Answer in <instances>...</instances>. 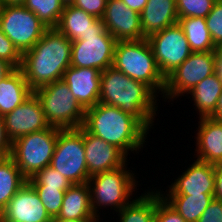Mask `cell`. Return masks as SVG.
<instances>
[{
  "label": "cell",
  "mask_w": 222,
  "mask_h": 222,
  "mask_svg": "<svg viewBox=\"0 0 222 222\" xmlns=\"http://www.w3.org/2000/svg\"><path fill=\"white\" fill-rule=\"evenodd\" d=\"M157 95L144 83L113 66L101 72L99 103L120 108L135 117L148 131L157 116Z\"/></svg>",
  "instance_id": "6da1fadb"
},
{
  "label": "cell",
  "mask_w": 222,
  "mask_h": 222,
  "mask_svg": "<svg viewBox=\"0 0 222 222\" xmlns=\"http://www.w3.org/2000/svg\"><path fill=\"white\" fill-rule=\"evenodd\" d=\"M71 45L72 41L57 28H48L41 39L22 54L20 69L33 91L63 79L71 66Z\"/></svg>",
  "instance_id": "7a4b0ae2"
},
{
  "label": "cell",
  "mask_w": 222,
  "mask_h": 222,
  "mask_svg": "<svg viewBox=\"0 0 222 222\" xmlns=\"http://www.w3.org/2000/svg\"><path fill=\"white\" fill-rule=\"evenodd\" d=\"M82 127L119 148L126 156L130 155L129 151L139 154L147 145L145 142L149 135V131L135 117L120 108L101 103L85 109Z\"/></svg>",
  "instance_id": "3957f363"
},
{
  "label": "cell",
  "mask_w": 222,
  "mask_h": 222,
  "mask_svg": "<svg viewBox=\"0 0 222 222\" xmlns=\"http://www.w3.org/2000/svg\"><path fill=\"white\" fill-rule=\"evenodd\" d=\"M113 67L128 77L144 83L157 96L163 95L165 78L157 66L147 38L137 41H117Z\"/></svg>",
  "instance_id": "277c9868"
},
{
  "label": "cell",
  "mask_w": 222,
  "mask_h": 222,
  "mask_svg": "<svg viewBox=\"0 0 222 222\" xmlns=\"http://www.w3.org/2000/svg\"><path fill=\"white\" fill-rule=\"evenodd\" d=\"M127 165L128 161L121 167L93 175L88 180L91 209L98 220L101 221L99 210L102 207H110L117 214L133 200L132 195L138 190L139 181Z\"/></svg>",
  "instance_id": "5b68a950"
},
{
  "label": "cell",
  "mask_w": 222,
  "mask_h": 222,
  "mask_svg": "<svg viewBox=\"0 0 222 222\" xmlns=\"http://www.w3.org/2000/svg\"><path fill=\"white\" fill-rule=\"evenodd\" d=\"M33 93L39 99L45 118L51 127L64 130L77 129L83 125L85 109L63 80L46 84Z\"/></svg>",
  "instance_id": "8992f818"
},
{
  "label": "cell",
  "mask_w": 222,
  "mask_h": 222,
  "mask_svg": "<svg viewBox=\"0 0 222 222\" xmlns=\"http://www.w3.org/2000/svg\"><path fill=\"white\" fill-rule=\"evenodd\" d=\"M60 130L50 126L21 136L11 143L10 157L27 180L50 165Z\"/></svg>",
  "instance_id": "52a82bcc"
},
{
  "label": "cell",
  "mask_w": 222,
  "mask_h": 222,
  "mask_svg": "<svg viewBox=\"0 0 222 222\" xmlns=\"http://www.w3.org/2000/svg\"><path fill=\"white\" fill-rule=\"evenodd\" d=\"M50 166L72 184L88 183L90 177L85 159L82 126L58 132Z\"/></svg>",
  "instance_id": "ba28073f"
},
{
  "label": "cell",
  "mask_w": 222,
  "mask_h": 222,
  "mask_svg": "<svg viewBox=\"0 0 222 222\" xmlns=\"http://www.w3.org/2000/svg\"><path fill=\"white\" fill-rule=\"evenodd\" d=\"M217 51L192 52L190 56L165 78L164 102L187 96L198 83L215 73Z\"/></svg>",
  "instance_id": "9c48e42d"
},
{
  "label": "cell",
  "mask_w": 222,
  "mask_h": 222,
  "mask_svg": "<svg viewBox=\"0 0 222 222\" xmlns=\"http://www.w3.org/2000/svg\"><path fill=\"white\" fill-rule=\"evenodd\" d=\"M47 29L24 5H0V30L21 54L30 50Z\"/></svg>",
  "instance_id": "30bf717a"
},
{
  "label": "cell",
  "mask_w": 222,
  "mask_h": 222,
  "mask_svg": "<svg viewBox=\"0 0 222 222\" xmlns=\"http://www.w3.org/2000/svg\"><path fill=\"white\" fill-rule=\"evenodd\" d=\"M157 66L166 78L192 53L182 27L176 23L147 38Z\"/></svg>",
  "instance_id": "8fae6325"
},
{
  "label": "cell",
  "mask_w": 222,
  "mask_h": 222,
  "mask_svg": "<svg viewBox=\"0 0 222 222\" xmlns=\"http://www.w3.org/2000/svg\"><path fill=\"white\" fill-rule=\"evenodd\" d=\"M116 39L105 30L72 41L71 66L95 68L101 72L113 66Z\"/></svg>",
  "instance_id": "7c38bea8"
},
{
  "label": "cell",
  "mask_w": 222,
  "mask_h": 222,
  "mask_svg": "<svg viewBox=\"0 0 222 222\" xmlns=\"http://www.w3.org/2000/svg\"><path fill=\"white\" fill-rule=\"evenodd\" d=\"M3 122L7 137L11 142L21 136L50 127L41 103L34 93L12 112L4 115Z\"/></svg>",
  "instance_id": "4fadbf2b"
},
{
  "label": "cell",
  "mask_w": 222,
  "mask_h": 222,
  "mask_svg": "<svg viewBox=\"0 0 222 222\" xmlns=\"http://www.w3.org/2000/svg\"><path fill=\"white\" fill-rule=\"evenodd\" d=\"M0 222H52V218L27 181L0 213Z\"/></svg>",
  "instance_id": "5bb4252c"
},
{
  "label": "cell",
  "mask_w": 222,
  "mask_h": 222,
  "mask_svg": "<svg viewBox=\"0 0 222 222\" xmlns=\"http://www.w3.org/2000/svg\"><path fill=\"white\" fill-rule=\"evenodd\" d=\"M101 20L116 41L145 39L141 29L140 14L128 8L121 0H107Z\"/></svg>",
  "instance_id": "9a60e30c"
},
{
  "label": "cell",
  "mask_w": 222,
  "mask_h": 222,
  "mask_svg": "<svg viewBox=\"0 0 222 222\" xmlns=\"http://www.w3.org/2000/svg\"><path fill=\"white\" fill-rule=\"evenodd\" d=\"M83 142L89 177L116 169L129 161L119 148L92 135L84 128Z\"/></svg>",
  "instance_id": "2e32d148"
},
{
  "label": "cell",
  "mask_w": 222,
  "mask_h": 222,
  "mask_svg": "<svg viewBox=\"0 0 222 222\" xmlns=\"http://www.w3.org/2000/svg\"><path fill=\"white\" fill-rule=\"evenodd\" d=\"M183 171L171 185H168L166 195L214 194V164L196 159Z\"/></svg>",
  "instance_id": "e0dca14e"
},
{
  "label": "cell",
  "mask_w": 222,
  "mask_h": 222,
  "mask_svg": "<svg viewBox=\"0 0 222 222\" xmlns=\"http://www.w3.org/2000/svg\"><path fill=\"white\" fill-rule=\"evenodd\" d=\"M84 109L99 103L101 71L69 66L62 79Z\"/></svg>",
  "instance_id": "ac0fdd59"
},
{
  "label": "cell",
  "mask_w": 222,
  "mask_h": 222,
  "mask_svg": "<svg viewBox=\"0 0 222 222\" xmlns=\"http://www.w3.org/2000/svg\"><path fill=\"white\" fill-rule=\"evenodd\" d=\"M70 41L79 40L81 37L100 35L106 27L104 22L74 5H66L60 21L56 27Z\"/></svg>",
  "instance_id": "d6986e66"
},
{
  "label": "cell",
  "mask_w": 222,
  "mask_h": 222,
  "mask_svg": "<svg viewBox=\"0 0 222 222\" xmlns=\"http://www.w3.org/2000/svg\"><path fill=\"white\" fill-rule=\"evenodd\" d=\"M198 123L194 158L205 163H222V122L199 118Z\"/></svg>",
  "instance_id": "ffe728a7"
},
{
  "label": "cell",
  "mask_w": 222,
  "mask_h": 222,
  "mask_svg": "<svg viewBox=\"0 0 222 222\" xmlns=\"http://www.w3.org/2000/svg\"><path fill=\"white\" fill-rule=\"evenodd\" d=\"M145 38L178 23L176 0H148L140 14Z\"/></svg>",
  "instance_id": "44dd1931"
},
{
  "label": "cell",
  "mask_w": 222,
  "mask_h": 222,
  "mask_svg": "<svg viewBox=\"0 0 222 222\" xmlns=\"http://www.w3.org/2000/svg\"><path fill=\"white\" fill-rule=\"evenodd\" d=\"M56 218L98 220L91 209L88 183L72 184L64 193L61 210Z\"/></svg>",
  "instance_id": "7402d4cb"
},
{
  "label": "cell",
  "mask_w": 222,
  "mask_h": 222,
  "mask_svg": "<svg viewBox=\"0 0 222 222\" xmlns=\"http://www.w3.org/2000/svg\"><path fill=\"white\" fill-rule=\"evenodd\" d=\"M33 90L29 87L20 68H15L0 82V116L12 112L27 100Z\"/></svg>",
  "instance_id": "603a6c76"
},
{
  "label": "cell",
  "mask_w": 222,
  "mask_h": 222,
  "mask_svg": "<svg viewBox=\"0 0 222 222\" xmlns=\"http://www.w3.org/2000/svg\"><path fill=\"white\" fill-rule=\"evenodd\" d=\"M222 93V81L216 73L206 77L190 92L191 101L198 111L199 118H210L216 109L218 98Z\"/></svg>",
  "instance_id": "cb8c5ba5"
},
{
  "label": "cell",
  "mask_w": 222,
  "mask_h": 222,
  "mask_svg": "<svg viewBox=\"0 0 222 222\" xmlns=\"http://www.w3.org/2000/svg\"><path fill=\"white\" fill-rule=\"evenodd\" d=\"M162 198L172 206L186 222H198L214 194L165 195L159 190Z\"/></svg>",
  "instance_id": "d4e9b609"
},
{
  "label": "cell",
  "mask_w": 222,
  "mask_h": 222,
  "mask_svg": "<svg viewBox=\"0 0 222 222\" xmlns=\"http://www.w3.org/2000/svg\"><path fill=\"white\" fill-rule=\"evenodd\" d=\"M150 190L141 193L137 198L134 197L135 199L117 212L119 222H154L157 190Z\"/></svg>",
  "instance_id": "484cf974"
},
{
  "label": "cell",
  "mask_w": 222,
  "mask_h": 222,
  "mask_svg": "<svg viewBox=\"0 0 222 222\" xmlns=\"http://www.w3.org/2000/svg\"><path fill=\"white\" fill-rule=\"evenodd\" d=\"M178 24L182 27L192 52L217 51V47L214 45L207 28L205 18H179Z\"/></svg>",
  "instance_id": "4316f807"
},
{
  "label": "cell",
  "mask_w": 222,
  "mask_h": 222,
  "mask_svg": "<svg viewBox=\"0 0 222 222\" xmlns=\"http://www.w3.org/2000/svg\"><path fill=\"white\" fill-rule=\"evenodd\" d=\"M26 182L27 179L10 156L0 158V213Z\"/></svg>",
  "instance_id": "83f0119b"
},
{
  "label": "cell",
  "mask_w": 222,
  "mask_h": 222,
  "mask_svg": "<svg viewBox=\"0 0 222 222\" xmlns=\"http://www.w3.org/2000/svg\"><path fill=\"white\" fill-rule=\"evenodd\" d=\"M23 5L48 28L57 27L65 7L61 0H26Z\"/></svg>",
  "instance_id": "f1b7e54d"
},
{
  "label": "cell",
  "mask_w": 222,
  "mask_h": 222,
  "mask_svg": "<svg viewBox=\"0 0 222 222\" xmlns=\"http://www.w3.org/2000/svg\"><path fill=\"white\" fill-rule=\"evenodd\" d=\"M33 187H52L66 191L72 183L50 165L27 180Z\"/></svg>",
  "instance_id": "f546056e"
},
{
  "label": "cell",
  "mask_w": 222,
  "mask_h": 222,
  "mask_svg": "<svg viewBox=\"0 0 222 222\" xmlns=\"http://www.w3.org/2000/svg\"><path fill=\"white\" fill-rule=\"evenodd\" d=\"M216 0H176L178 19L184 17L206 16L212 10Z\"/></svg>",
  "instance_id": "4dcf8cb0"
},
{
  "label": "cell",
  "mask_w": 222,
  "mask_h": 222,
  "mask_svg": "<svg viewBox=\"0 0 222 222\" xmlns=\"http://www.w3.org/2000/svg\"><path fill=\"white\" fill-rule=\"evenodd\" d=\"M39 195L46 212L51 218L57 217L62 206L65 191L52 187H33Z\"/></svg>",
  "instance_id": "1f68e13d"
},
{
  "label": "cell",
  "mask_w": 222,
  "mask_h": 222,
  "mask_svg": "<svg viewBox=\"0 0 222 222\" xmlns=\"http://www.w3.org/2000/svg\"><path fill=\"white\" fill-rule=\"evenodd\" d=\"M211 39L216 47L222 43V0H216L205 18Z\"/></svg>",
  "instance_id": "d6a6232c"
},
{
  "label": "cell",
  "mask_w": 222,
  "mask_h": 222,
  "mask_svg": "<svg viewBox=\"0 0 222 222\" xmlns=\"http://www.w3.org/2000/svg\"><path fill=\"white\" fill-rule=\"evenodd\" d=\"M0 59L10 63L14 68H20L22 54L12 41L0 30Z\"/></svg>",
  "instance_id": "836d02e7"
},
{
  "label": "cell",
  "mask_w": 222,
  "mask_h": 222,
  "mask_svg": "<svg viewBox=\"0 0 222 222\" xmlns=\"http://www.w3.org/2000/svg\"><path fill=\"white\" fill-rule=\"evenodd\" d=\"M154 222H186L179 213L170 206L157 190V204Z\"/></svg>",
  "instance_id": "e575fe53"
},
{
  "label": "cell",
  "mask_w": 222,
  "mask_h": 222,
  "mask_svg": "<svg viewBox=\"0 0 222 222\" xmlns=\"http://www.w3.org/2000/svg\"><path fill=\"white\" fill-rule=\"evenodd\" d=\"M107 0H76L73 5L99 19L104 15Z\"/></svg>",
  "instance_id": "d590c367"
},
{
  "label": "cell",
  "mask_w": 222,
  "mask_h": 222,
  "mask_svg": "<svg viewBox=\"0 0 222 222\" xmlns=\"http://www.w3.org/2000/svg\"><path fill=\"white\" fill-rule=\"evenodd\" d=\"M198 222H222V200L213 198Z\"/></svg>",
  "instance_id": "8d00e7d4"
},
{
  "label": "cell",
  "mask_w": 222,
  "mask_h": 222,
  "mask_svg": "<svg viewBox=\"0 0 222 222\" xmlns=\"http://www.w3.org/2000/svg\"><path fill=\"white\" fill-rule=\"evenodd\" d=\"M11 141L8 139L3 117L0 116V158H5L11 154Z\"/></svg>",
  "instance_id": "74e56055"
},
{
  "label": "cell",
  "mask_w": 222,
  "mask_h": 222,
  "mask_svg": "<svg viewBox=\"0 0 222 222\" xmlns=\"http://www.w3.org/2000/svg\"><path fill=\"white\" fill-rule=\"evenodd\" d=\"M215 190L214 198L222 200V163L214 164Z\"/></svg>",
  "instance_id": "f35d334b"
},
{
  "label": "cell",
  "mask_w": 222,
  "mask_h": 222,
  "mask_svg": "<svg viewBox=\"0 0 222 222\" xmlns=\"http://www.w3.org/2000/svg\"><path fill=\"white\" fill-rule=\"evenodd\" d=\"M128 8L141 14L148 0H121Z\"/></svg>",
  "instance_id": "ab89813d"
},
{
  "label": "cell",
  "mask_w": 222,
  "mask_h": 222,
  "mask_svg": "<svg viewBox=\"0 0 222 222\" xmlns=\"http://www.w3.org/2000/svg\"><path fill=\"white\" fill-rule=\"evenodd\" d=\"M15 68L7 61L0 59V82L6 78Z\"/></svg>",
  "instance_id": "60d3db41"
},
{
  "label": "cell",
  "mask_w": 222,
  "mask_h": 222,
  "mask_svg": "<svg viewBox=\"0 0 222 222\" xmlns=\"http://www.w3.org/2000/svg\"><path fill=\"white\" fill-rule=\"evenodd\" d=\"M210 118L213 120L222 121V93L218 98L215 112Z\"/></svg>",
  "instance_id": "b9f144b4"
},
{
  "label": "cell",
  "mask_w": 222,
  "mask_h": 222,
  "mask_svg": "<svg viewBox=\"0 0 222 222\" xmlns=\"http://www.w3.org/2000/svg\"><path fill=\"white\" fill-rule=\"evenodd\" d=\"M215 73L219 77V79L222 81V58L217 55L216 61H215Z\"/></svg>",
  "instance_id": "7bdbcfd3"
},
{
  "label": "cell",
  "mask_w": 222,
  "mask_h": 222,
  "mask_svg": "<svg viewBox=\"0 0 222 222\" xmlns=\"http://www.w3.org/2000/svg\"><path fill=\"white\" fill-rule=\"evenodd\" d=\"M52 222H99V220H72L54 217L52 218Z\"/></svg>",
  "instance_id": "ee69618b"
},
{
  "label": "cell",
  "mask_w": 222,
  "mask_h": 222,
  "mask_svg": "<svg viewBox=\"0 0 222 222\" xmlns=\"http://www.w3.org/2000/svg\"><path fill=\"white\" fill-rule=\"evenodd\" d=\"M26 0H0V5H23Z\"/></svg>",
  "instance_id": "f6af8a7d"
},
{
  "label": "cell",
  "mask_w": 222,
  "mask_h": 222,
  "mask_svg": "<svg viewBox=\"0 0 222 222\" xmlns=\"http://www.w3.org/2000/svg\"><path fill=\"white\" fill-rule=\"evenodd\" d=\"M75 1L76 0H61V2L64 4V6H66V5H73V3Z\"/></svg>",
  "instance_id": "bcb514c9"
},
{
  "label": "cell",
  "mask_w": 222,
  "mask_h": 222,
  "mask_svg": "<svg viewBox=\"0 0 222 222\" xmlns=\"http://www.w3.org/2000/svg\"><path fill=\"white\" fill-rule=\"evenodd\" d=\"M217 54L222 58V43L217 47Z\"/></svg>",
  "instance_id": "7dc6e473"
}]
</instances>
